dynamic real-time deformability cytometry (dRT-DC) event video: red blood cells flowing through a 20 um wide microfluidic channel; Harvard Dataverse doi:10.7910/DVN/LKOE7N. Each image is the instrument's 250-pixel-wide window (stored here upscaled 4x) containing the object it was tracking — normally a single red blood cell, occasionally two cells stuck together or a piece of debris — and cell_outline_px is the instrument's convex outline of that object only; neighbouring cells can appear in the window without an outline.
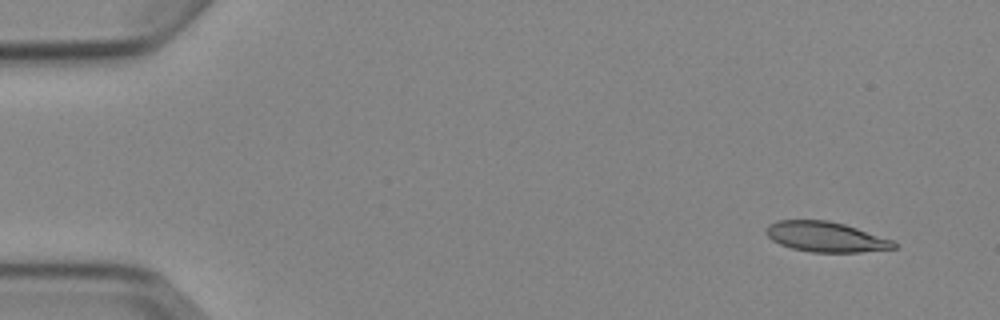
{"species": "Egyptian fruit bat (a non-hibernating species)", "species_latin": "Rousettus aegyptiacus", "temperature_condition": "cold", "stored_images_in_passage": 6, "camera_frame_rate_fps": 3000, "um_per_image_px": 0.085, "animal": {"sex": "female"}, "frame": {"image": 1, "passage_image": 1, "time_ms": 0.0, "image_size_px": [1000, 320], "cell_outline_px": [[896, 248], [860, 252], [812, 252], [792, 248], [780, 244], [772, 240], [764, 232], [764, 228], [768, 224], [776, 220], [828, 220], [844, 224], [892, 240], [896, 244]], "centroid_in_image_um": [70.12, 20.12], "position_along_channel_um": 14.9, "area_um2": 22.37}}
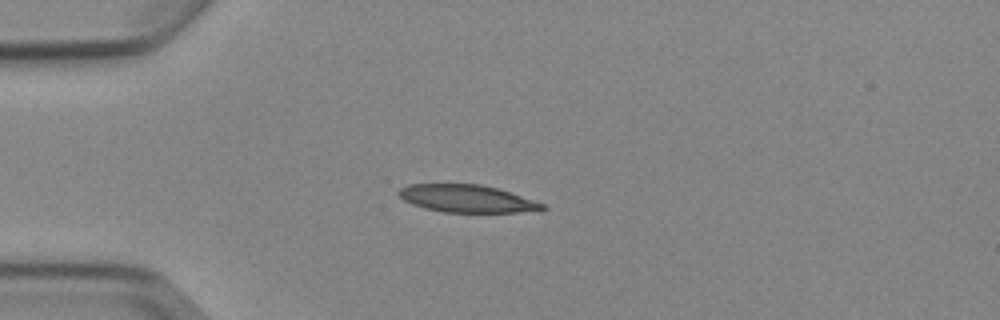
{"frame": {"image": 2, "passage_image": 4, "time_ms": 3.333, "image_size_px": [1000, 320], "cell_outline_px": [[548, 208], [516, 212], [444, 212], [424, 208], [412, 204], [404, 200], [396, 192], [400, 188], [408, 184], [480, 184], [496, 188], [544, 204]], "centroid_in_image_um": [39.6, 16.88], "position_along_channel_um": 45.4, "area_um2": 22.66}}
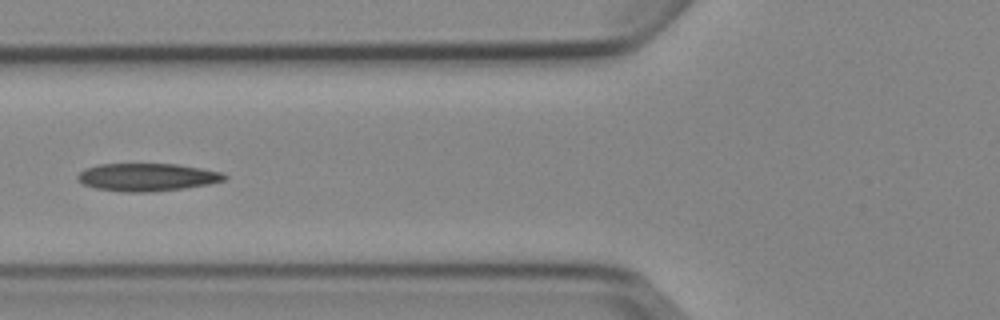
{"frame": {"image": 3, "passage_image": 6, "time_ms": 5.667, "image_size_px": [1000, 320], "cell_outline_px": [[228, 176], [224, 180], [208, 184], [184, 188], [152, 192], [124, 192], [96, 188], [84, 184], [76, 180], [76, 176], [84, 168], [100, 164], [176, 164], [224, 172]], "centroid_in_image_um": [12.49, 15.06], "position_along_channel_um": 113.3, "area_um2": 23.81}}